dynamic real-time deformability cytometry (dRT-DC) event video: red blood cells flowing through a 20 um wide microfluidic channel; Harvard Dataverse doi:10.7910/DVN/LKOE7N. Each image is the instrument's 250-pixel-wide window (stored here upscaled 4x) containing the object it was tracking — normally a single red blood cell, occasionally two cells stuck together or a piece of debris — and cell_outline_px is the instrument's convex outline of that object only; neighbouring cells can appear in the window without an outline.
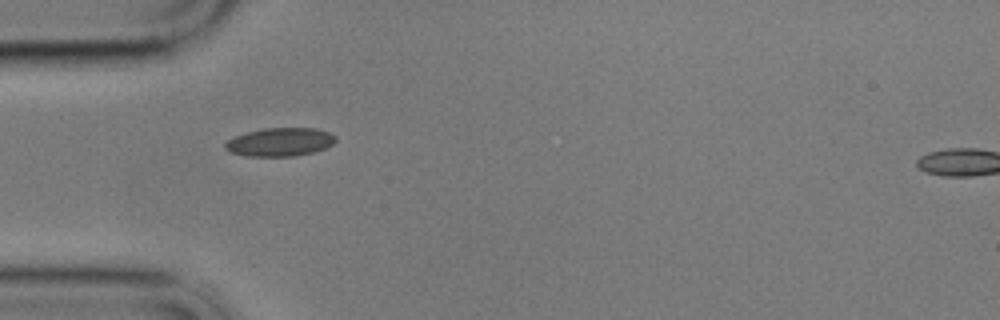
{"species": "common noctule bat (a hibernating species)", "species_latin": "Nyctalus noctula", "temperature_condition": "cold", "stored_images_in_passage": 33, "camera_frame_rate_fps": 3000, "um_per_image_px": 0.085, "animal": {"sex": "male", "body_mass_g": 17.9}, "frame": {"image": 1, "passage_image": 1, "time_ms": 0.0, "image_size_px": [1000, 320], "cell_outline_px": [[336, 140], [332, 144], [324, 148], [312, 152], [296, 156], [244, 156], [228, 152], [224, 148], [224, 144], [228, 140], [236, 136], [248, 132], [264, 128], [316, 128], [328, 132], [336, 136]], "centroid_in_image_um": [23.77, 12.08], "position_along_channel_um": 61.2, "area_um2": 18.26}}
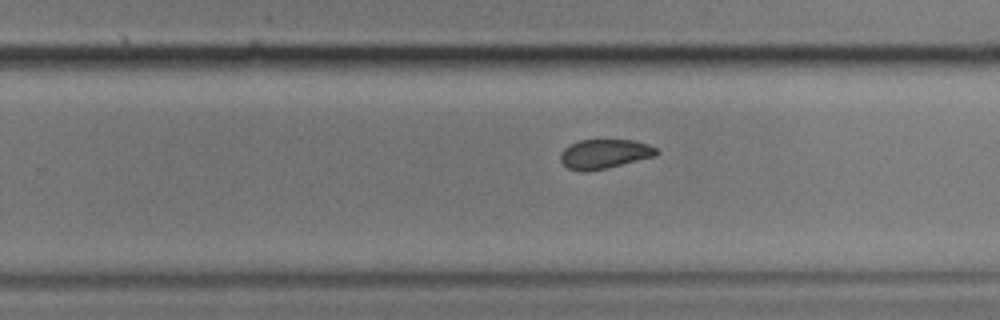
{"frame": {"image": 2, "passage_image": 20, "time_ms": 6.333, "image_size_px": [1000, 320], "cell_outline_px": [[660, 152], [656, 156], [608, 168], [584, 172], [568, 168], [560, 160], [560, 152], [568, 144], [580, 140], [632, 140], [648, 144], [656, 148]], "centroid_in_image_um": [51.38, 13.08], "position_along_channel_um": 278.4, "area_um2": 16.59}}
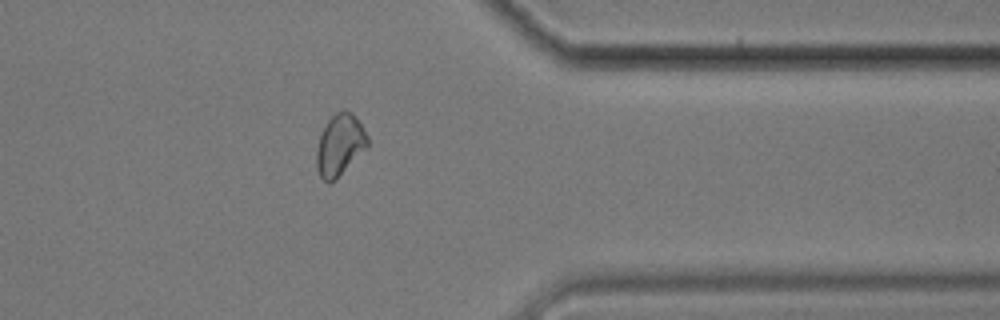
{"frame": {"image": 3, "passage_image": 30, "time_ms": 9.667, "image_size_px": [1000, 320], "cell_outline_px": [[368, 148], [336, 180], [328, 184], [320, 176], [316, 168], [316, 152], [320, 136], [328, 120], [336, 112], [344, 108], [352, 112], [356, 116], [368, 136]], "centroid_in_image_um": [28.9, 12.33], "position_along_channel_um": 382.5, "area_um2": 18.61}, "authors_computed_cell_mechanics": {"area_um2": 17.6868, "velocity_mm_per_s": 3.4621, "shape_relaxation_time_tau1_ms": 11.1341, "shape_relaxation_time_tau2_ms": 2.6473, "deformation_change_tau1": 0.1318, "deformation_change_tau2": 0.0615}}